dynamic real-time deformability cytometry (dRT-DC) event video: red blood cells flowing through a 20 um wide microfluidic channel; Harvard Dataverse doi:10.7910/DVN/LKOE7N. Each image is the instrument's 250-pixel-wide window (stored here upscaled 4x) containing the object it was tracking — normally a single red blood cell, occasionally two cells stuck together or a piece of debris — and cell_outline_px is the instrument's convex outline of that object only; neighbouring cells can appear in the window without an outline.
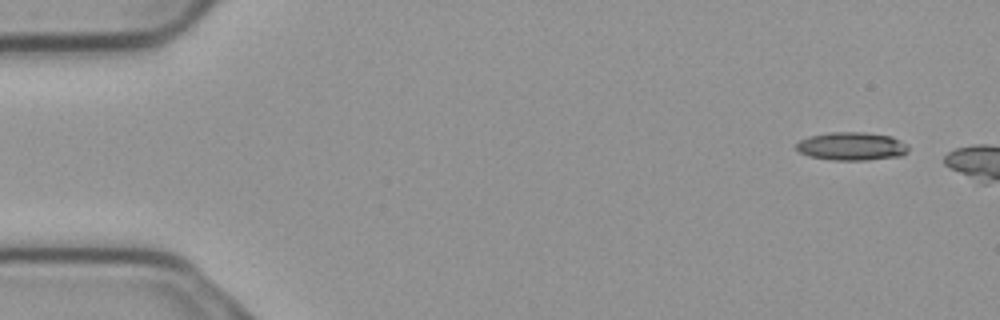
{"species": "common noctule bat (a hibernating species)", "species_latin": "Nyctalus noctula", "temperature_condition": "cold", "stored_images_in_passage": 4, "camera_frame_rate_fps": 3000, "um_per_image_px": 0.085, "animal": {"sex": "male", "body_mass_g": 23.1, "forearm_length_mm": 52.7}, "frame": {"image": 1, "passage_image": 1, "time_ms": 0.0, "image_size_px": [1000, 320], "cell_outline_px": [[908, 152], [900, 156], [868, 160], [836, 160], [808, 156], [800, 152], [796, 148], [796, 144], [800, 140], [808, 136], [828, 132], [864, 132], [892, 136], [908, 144]], "centroid_in_image_um": [72.4, 12.42], "position_along_channel_um": 12.6, "area_um2": 18.55}}